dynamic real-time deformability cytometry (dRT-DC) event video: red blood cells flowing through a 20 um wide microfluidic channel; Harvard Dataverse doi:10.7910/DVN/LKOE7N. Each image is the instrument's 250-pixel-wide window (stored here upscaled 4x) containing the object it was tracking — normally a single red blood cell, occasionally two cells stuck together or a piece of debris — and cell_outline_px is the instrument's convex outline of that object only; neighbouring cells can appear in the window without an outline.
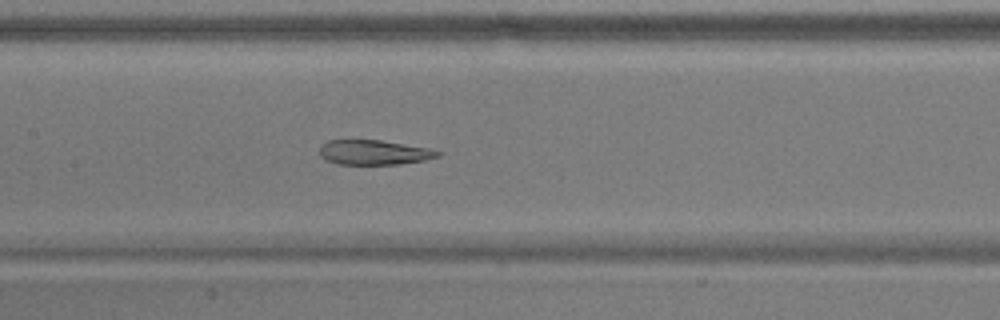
{"species": "common noctule bat (a hibernating species)", "species_latin": "Nyctalus noctula", "temperature_condition": "warm", "stored_images_in_passage": 51, "segment_of_instrument_passage": [1, 2], "camera_frame_rate_fps": 3000, "um_per_image_px": 0.085, "animal": {"sex": "male", "body_mass_g": 17.9}, "frame": {"image": 1, "passage_image": 21, "time_ms": 6.667, "image_size_px": [1000, 320], "cell_outline_px": [[444, 152], [440, 156], [424, 160], [400, 164], [336, 164], [324, 160], [320, 156], [320, 144], [328, 140], [380, 140], [428, 148]], "centroid_in_image_um": [31.76, 12.95], "position_along_channel_um": 175.6, "area_um2": 17.17}}
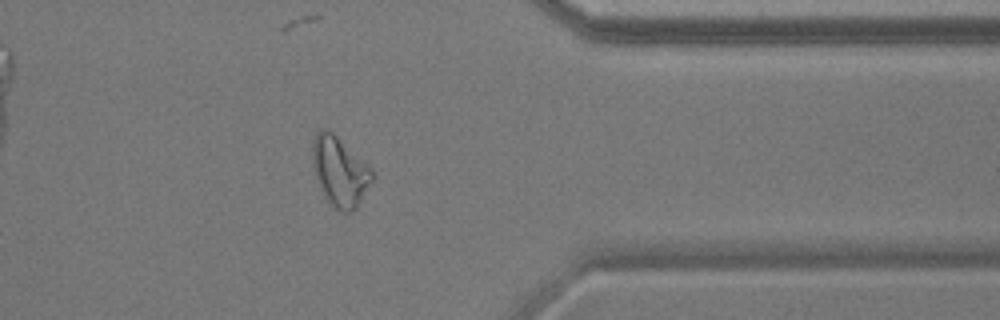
{"frame": {"image": 2, "passage_image": 39, "time_ms": 12.667, "image_size_px": [1000, 320], "cell_outline_px": [[372, 180], [356, 208], [352, 212], [340, 212], [324, 196], [320, 188], [316, 176], [312, 160], [312, 140], [316, 132], [320, 128], [328, 128], [372, 168]], "centroid_in_image_um": [28.86, 14.54], "position_along_channel_um": 382.5, "area_um2": 23.99}}
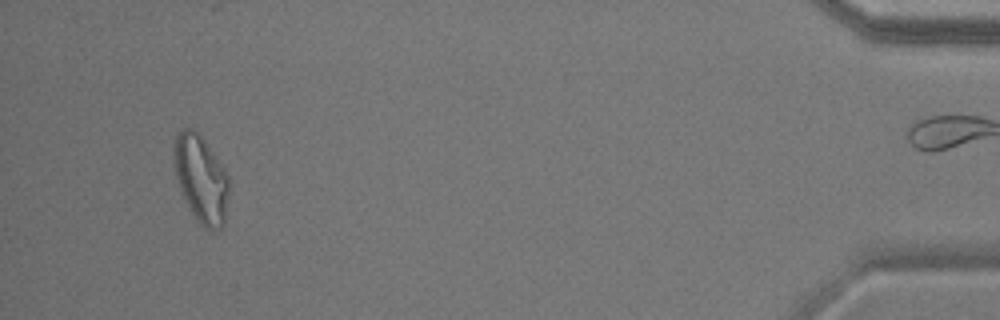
{"frame": {"image": 3, "passage_image": 47, "time_ms": 15.333, "image_size_px": [1000, 320], "cell_outline_px": [[228, 192], [224, 224], [220, 228], [204, 228], [196, 220], [188, 208], [180, 188], [176, 176], [176, 136], [184, 128], [192, 128], [200, 132], [228, 176]], "centroid_in_image_um": [17.11, 15.22], "position_along_channel_um": 418.1, "area_um2": 27.22}}